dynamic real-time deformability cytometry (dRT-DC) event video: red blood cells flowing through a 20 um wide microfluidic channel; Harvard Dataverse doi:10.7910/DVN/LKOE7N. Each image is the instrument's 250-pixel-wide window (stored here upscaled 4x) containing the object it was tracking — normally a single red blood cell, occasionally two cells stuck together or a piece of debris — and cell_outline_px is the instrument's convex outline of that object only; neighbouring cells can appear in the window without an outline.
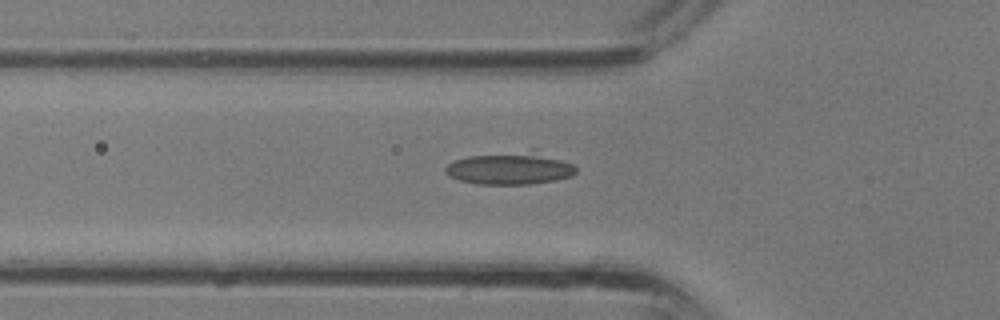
{"species": "common noctule bat (a hibernating species)", "species_latin": "Nyctalus noctula", "temperature_condition": "room temperature", "stored_images_in_passage": 32, "camera_frame_rate_fps": 3000, "um_per_image_px": 0.085, "animal": {"sex": "male", "body_mass_g": 13.3}, "frame": {"image": 1, "passage_image": 10, "time_ms": 3.0, "image_size_px": [1000, 320], "cell_outline_px": [[576, 172], [572, 176], [556, 180], [528, 184], [476, 184], [460, 180], [448, 176], [444, 172], [444, 168], [448, 164], [456, 160], [468, 156], [532, 148], [536, 148], [572, 164], [576, 168]], "centroid_in_image_um": [43.38, 14.27], "position_along_channel_um": 82.4, "area_um2": 25.26}}
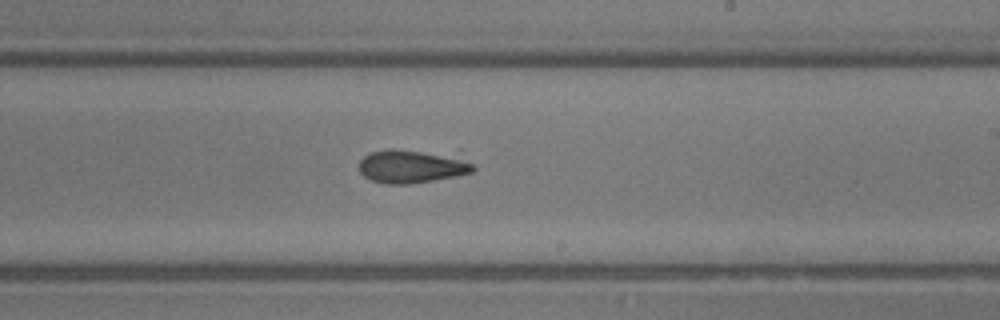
{"frame": {"image": 2, "passage_image": 19, "time_ms": 6.0, "image_size_px": [1000, 320], "cell_outline_px": [[476, 168], [472, 172], [456, 176], [408, 184], [384, 184], [372, 180], [364, 176], [360, 172], [360, 160], [364, 156], [372, 152], [388, 148], [460, 148], [476, 164]], "centroid_in_image_um": [35.28, 14.01], "position_along_channel_um": 253.7, "area_um2": 24.62}}
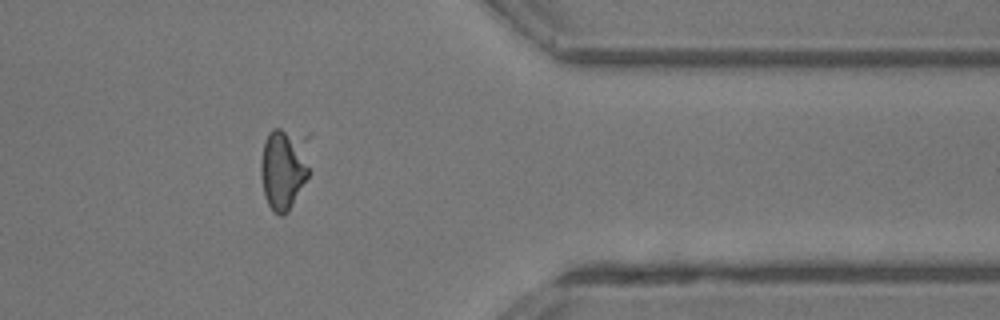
{"frame": {"image": 3, "passage_image": 27, "time_ms": 8.667, "image_size_px": [1000, 320], "cell_outline_px": [[312, 132], [308, 176], [288, 212], [284, 216], [280, 216], [272, 212], [264, 196], [260, 176], [260, 160], [264, 140], [268, 132], [272, 128], [280, 128]], "centroid_in_image_um": [24.17, 14.2], "position_along_channel_um": 387.2, "area_um2": 24.97}}